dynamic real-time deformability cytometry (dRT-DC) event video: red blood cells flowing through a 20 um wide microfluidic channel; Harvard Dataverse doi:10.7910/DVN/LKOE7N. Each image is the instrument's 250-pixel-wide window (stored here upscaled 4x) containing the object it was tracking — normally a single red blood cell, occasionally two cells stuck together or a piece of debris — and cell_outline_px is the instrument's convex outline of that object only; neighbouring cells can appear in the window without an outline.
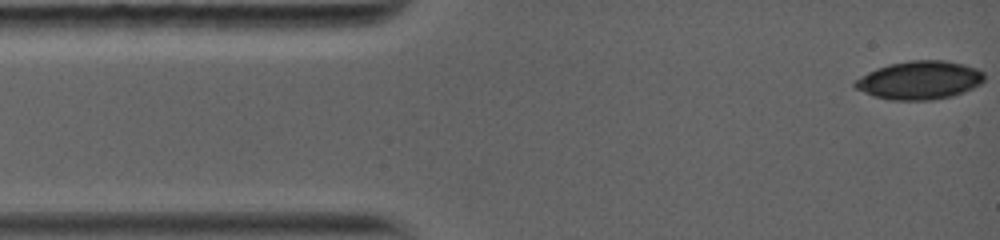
{"species": "common noctule bat (a hibernating species)", "species_latin": "Nyctalus noctula", "temperature_condition": "warm", "stored_images_in_passage": 4, "camera_frame_rate_fps": 5000, "um_per_image_px": 0.085, "animal": {"sex": "female", "body_mass_g": 19.0, "forearm_length_mm": 56.7}, "frame": {"image": 1, "passage_image": 1, "time_ms": 0.0, "image_size_px": [1000, 240], "cell_outline_px": [[984, 80], [960, 92], [948, 96], [928, 100], [896, 100], [876, 96], [856, 88], [852, 84], [856, 80], [880, 68], [892, 64], [916, 60], [940, 60], [960, 64], [972, 68], [980, 72], [984, 76]], "centroid_in_image_um": [78.13, 6.82], "position_along_channel_um": 6.9, "area_um2": 27.34}}